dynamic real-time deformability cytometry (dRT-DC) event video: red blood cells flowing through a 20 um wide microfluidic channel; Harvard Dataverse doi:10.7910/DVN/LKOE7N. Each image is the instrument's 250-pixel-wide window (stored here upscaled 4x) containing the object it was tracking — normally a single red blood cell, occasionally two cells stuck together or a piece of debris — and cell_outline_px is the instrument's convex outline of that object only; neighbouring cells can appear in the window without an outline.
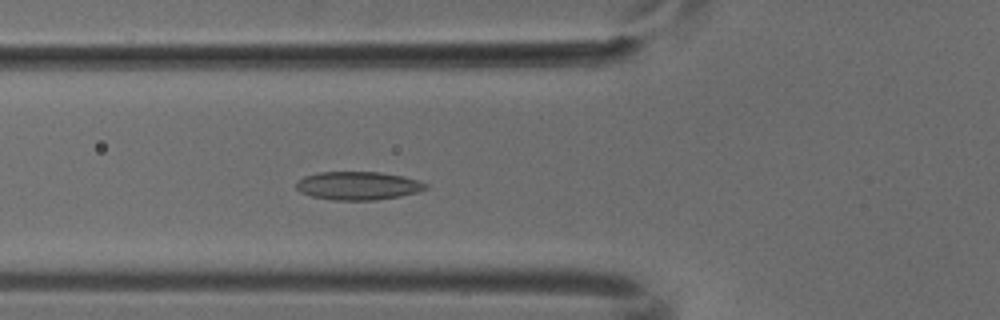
{"species": "common noctule bat (a hibernating species)", "species_latin": "Nyctalus noctula", "temperature_condition": "cold", "stored_images_in_passage": 5, "camera_frame_rate_fps": 3000, "um_per_image_px": 0.085, "animal": {"sex": "male", "body_mass_g": 18.8}, "frame": {"image": 1, "passage_image": 5, "time_ms": 1.333, "image_size_px": [1000, 320], "cell_outline_px": [[428, 188], [416, 192], [400, 196], [376, 200], [332, 200], [312, 196], [300, 192], [296, 188], [296, 180], [304, 176], [320, 172], [380, 172], [420, 180], [428, 184]], "centroid_in_image_um": [30.42, 15.78], "position_along_channel_um": 95.4, "area_um2": 21.39}}